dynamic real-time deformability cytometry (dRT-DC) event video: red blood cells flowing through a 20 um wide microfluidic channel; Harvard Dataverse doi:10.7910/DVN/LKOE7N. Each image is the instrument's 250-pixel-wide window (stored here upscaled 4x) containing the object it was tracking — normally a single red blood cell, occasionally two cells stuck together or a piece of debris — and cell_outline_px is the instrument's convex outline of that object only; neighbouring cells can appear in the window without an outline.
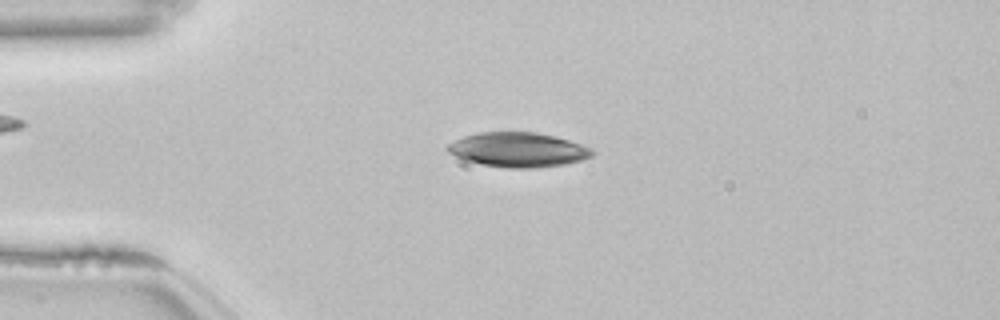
{"species": "common noctule bat (a hibernating species)", "species_latin": "Nyctalus noctula", "temperature_condition": "room temperature", "stored_images_in_passage": 52, "camera_frame_rate_fps": 3000, "um_per_image_px": 0.085, "animal": {"sex": "female", "body_mass_g": 22.7, "forearm_length_mm": 54.2}, "frame": {"image": 1, "passage_image": 12, "time_ms": 3.667, "image_size_px": [1000, 320], "cell_outline_px": [[596, 152], [592, 156], [580, 160], [564, 164], [536, 168], [508, 168], [484, 164], [468, 160], [456, 156], [448, 152], [444, 148], [448, 144], [464, 136], [476, 132], [536, 132], [556, 136], [592, 148]], "centroid_in_image_um": [44.05, 12.72], "position_along_channel_um": 40.9, "area_um2": 29.02}}
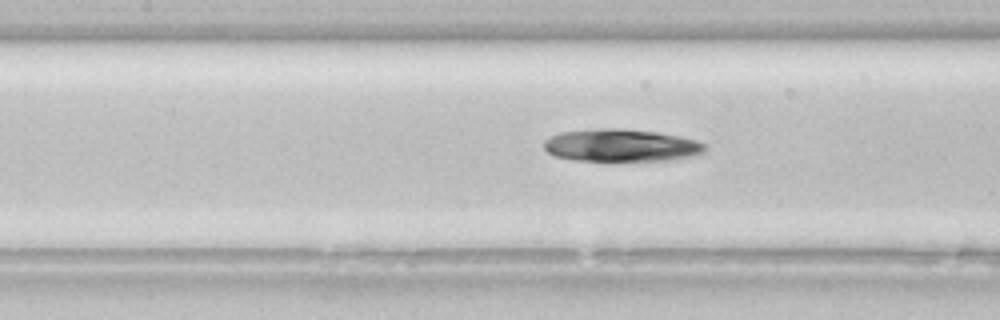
{"frame": {"image": 2, "passage_image": 23, "time_ms": 7.333, "image_size_px": [1000, 320], "cell_outline_px": [[708, 148], [700, 156], [668, 160], [572, 160], [556, 156], [548, 152], [544, 148], [544, 140], [560, 132], [600, 128], [620, 128], [656, 132], [680, 136], [696, 140], [704, 144]], "centroid_in_image_um": [52.85, 12.35], "position_along_channel_um": 154.6, "area_um2": 30.58}}
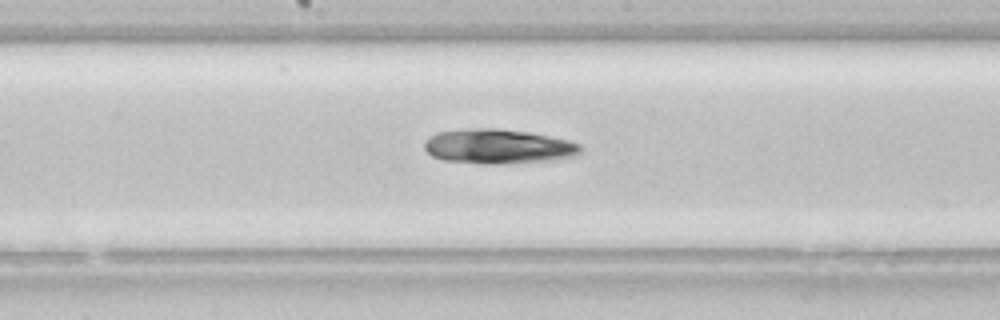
{"frame": {"image": 3, "passage_image": 27, "time_ms": 8.667, "image_size_px": [1000, 320], "cell_outline_px": [[580, 152], [576, 156], [544, 160], [492, 164], [444, 160], [432, 156], [424, 148], [424, 140], [428, 136], [436, 132], [476, 128], [496, 128], [528, 132], [568, 140], [580, 144]], "centroid_in_image_um": [42.28, 12.43], "position_along_channel_um": 205.9, "area_um2": 31.04}}